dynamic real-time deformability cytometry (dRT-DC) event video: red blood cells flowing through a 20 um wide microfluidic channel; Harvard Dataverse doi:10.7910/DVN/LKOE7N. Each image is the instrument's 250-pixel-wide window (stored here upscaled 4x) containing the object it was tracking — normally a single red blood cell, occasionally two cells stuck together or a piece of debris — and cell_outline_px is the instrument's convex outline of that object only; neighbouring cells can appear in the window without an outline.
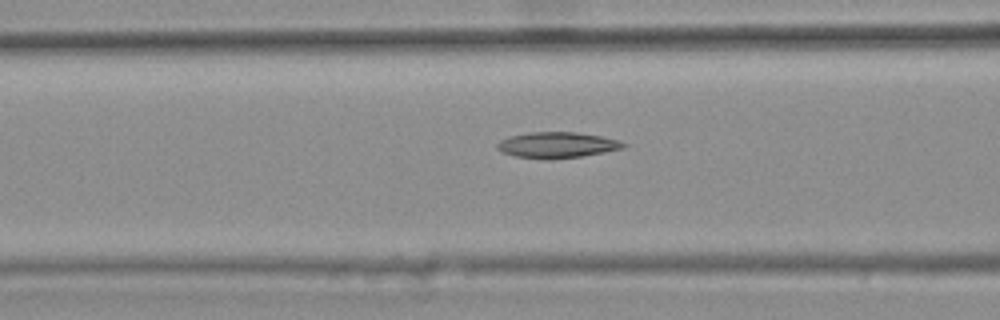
{"species": "common noctule bat (a hibernating species)", "species_latin": "Nyctalus noctula", "temperature_condition": "warm", "stored_images_in_passage": 19, "camera_frame_rate_fps": 3000, "um_per_image_px": 0.085, "animal": {"sex": "female", "body_mass_g": 25.1}, "frame": {"image": 1, "passage_image": 11, "time_ms": 3.333, "image_size_px": [1000, 320], "cell_outline_px": [[628, 144], [624, 148], [604, 152], [580, 156], [516, 156], [500, 152], [496, 148], [496, 144], [500, 140], [508, 136], [528, 132], [576, 132], [600, 136], [620, 140]], "centroid_in_image_um": [47.36, 12.27], "position_along_channel_um": 119.2, "area_um2": 18.26}}
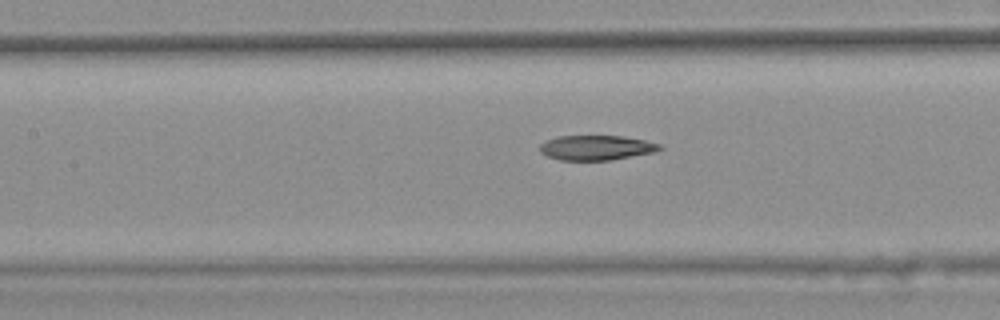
{"frame": {"image": 2, "passage_image": 14, "time_ms": 4.333, "image_size_px": [1000, 320], "cell_outline_px": [[664, 148], [652, 152], [612, 160], [560, 160], [548, 156], [540, 152], [540, 144], [544, 140], [556, 136], [624, 136], [644, 140], [660, 144]], "centroid_in_image_um": [50.65, 12.55], "position_along_channel_um": 156.7, "area_um2": 17.34}}